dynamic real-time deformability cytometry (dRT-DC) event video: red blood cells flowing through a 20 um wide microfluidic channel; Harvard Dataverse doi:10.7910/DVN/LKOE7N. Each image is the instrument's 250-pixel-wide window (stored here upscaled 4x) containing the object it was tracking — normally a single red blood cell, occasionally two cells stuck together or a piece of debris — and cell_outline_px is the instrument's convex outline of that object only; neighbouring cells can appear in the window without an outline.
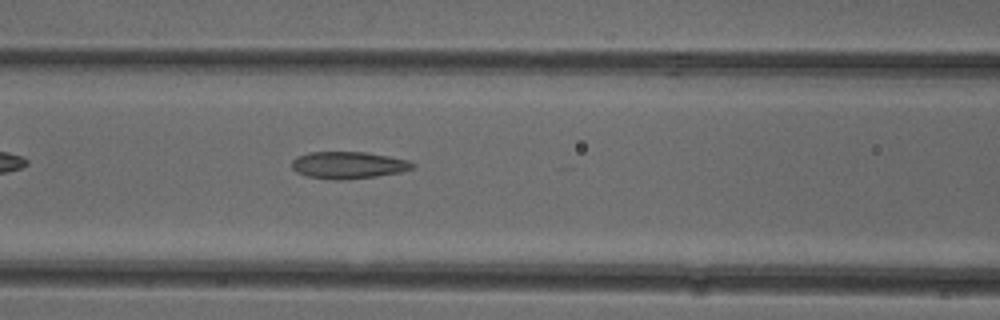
{"species": "common noctule bat (a hibernating species)", "species_latin": "Nyctalus noctula", "temperature_condition": "cold", "stored_images_in_passage": 29, "camera_frame_rate_fps": 3000, "um_per_image_px": 0.085, "animal": {"sex": "female"}, "frame": {"image": 1, "passage_image": 6, "time_ms": 1.667, "image_size_px": [1000, 320], "cell_outline_px": [[416, 168], [400, 172], [376, 176], [340, 180], [336, 180], [308, 176], [296, 172], [292, 168], [292, 160], [296, 156], [308, 152], [368, 152], [408, 160], [416, 164]], "centroid_in_image_um": [29.62, 14.02], "position_along_channel_um": 137.0, "area_um2": 19.07}}
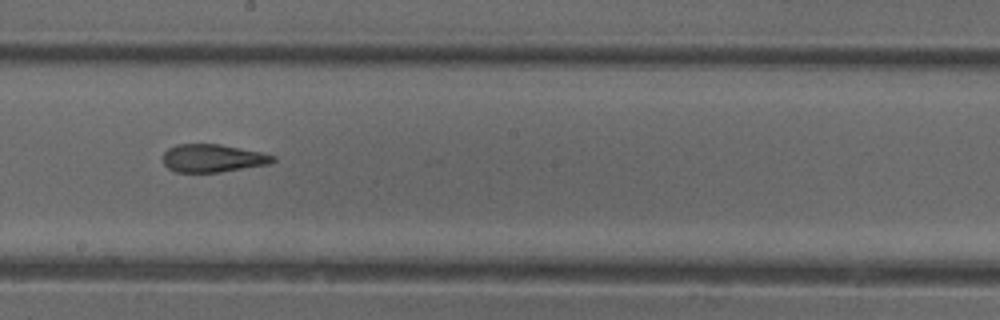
{"frame": {"image": 2, "passage_image": 13, "time_ms": 4.0, "image_size_px": [1000, 320], "cell_outline_px": [[276, 160], [268, 164], [220, 172], [176, 172], [168, 168], [164, 164], [164, 152], [168, 148], [176, 144], [220, 144], [260, 152], [276, 156]], "centroid_in_image_um": [18.07, 13.44], "position_along_channel_um": 230.1, "area_um2": 17.8}}
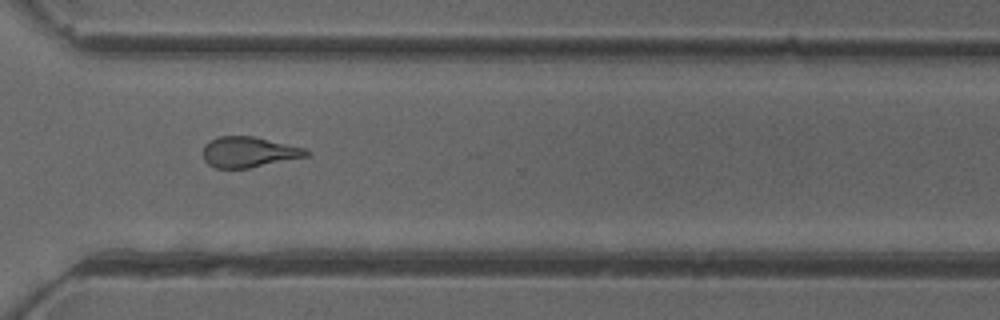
{"frame": {"image": 3, "passage_image": 22, "time_ms": 7.0, "image_size_px": [1000, 320], "cell_outline_px": [[308, 156], [248, 168], [216, 168], [208, 164], [204, 160], [204, 144], [220, 136], [252, 136], [304, 148], [308, 152]], "centroid_in_image_um": [21.11, 12.93], "position_along_channel_um": 349.5, "area_um2": 18.03}, "authors_computed_cell_mechanics": {"area_um2": 18.6694, "velocity_mm_per_s": 3.9848, "shape_relaxation_time_tau1_ms": null, "shape_relaxation_time_tau2_ms": 1.8398, "deformation_change_tau1": null, "deformation_change_tau2": 0.1073}}